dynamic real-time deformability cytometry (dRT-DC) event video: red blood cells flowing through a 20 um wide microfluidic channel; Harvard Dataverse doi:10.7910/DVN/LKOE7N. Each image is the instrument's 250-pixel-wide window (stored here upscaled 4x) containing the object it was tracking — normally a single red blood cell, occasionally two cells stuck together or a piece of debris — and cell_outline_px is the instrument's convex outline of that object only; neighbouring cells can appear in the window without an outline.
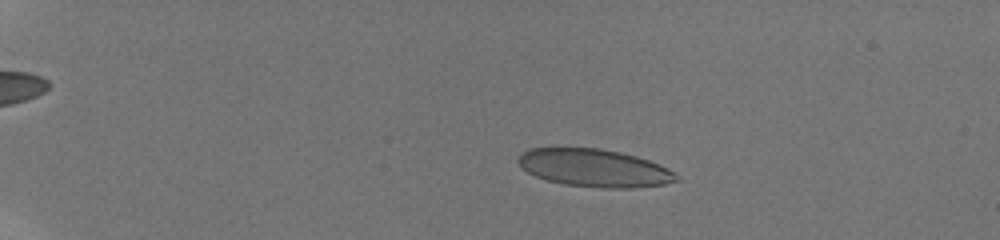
{"species": "human", "species_latin": "Homo sapiens", "temperature_condition": "room temperature", "stored_images_in_passage": 29, "camera_frame_rate_fps": 3000, "um_per_image_px": 0.085, "donor": {"sex": "male"}, "frame": {"image": 1, "passage_image": 14, "time_ms": 4.0, "image_size_px": [1000, 240], "cell_outline_px": [[680, 180], [664, 184], [632, 188], [604, 188], [564, 184], [548, 180], [536, 176], [520, 168], [516, 160], [520, 152], [532, 148], [600, 148], [620, 152], [636, 156], [660, 164], [668, 168]], "centroid_in_image_um": [50.48, 14.27], "position_along_channel_um": 34.5, "area_um2": 34.8}}
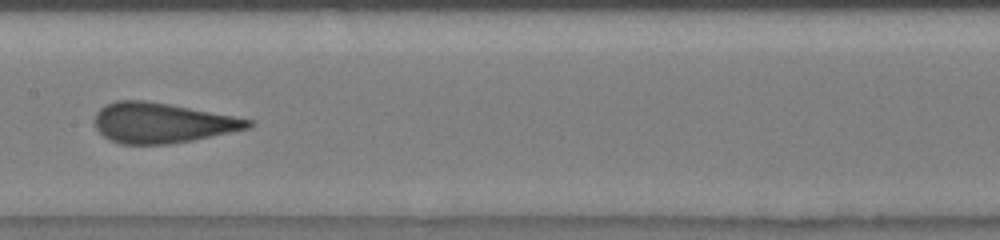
{"frame": {"image": 2, "passage_image": 26, "time_ms": 10.667, "image_size_px": [1000, 240], "cell_outline_px": [[256, 124], [248, 128], [192, 140], [168, 144], [120, 144], [108, 140], [96, 128], [96, 112], [100, 108], [116, 100], [144, 100], [168, 104], [232, 116], [252, 120]], "centroid_in_image_um": [13.74, 10.45], "position_along_channel_um": 193.7, "area_um2": 35.43}}
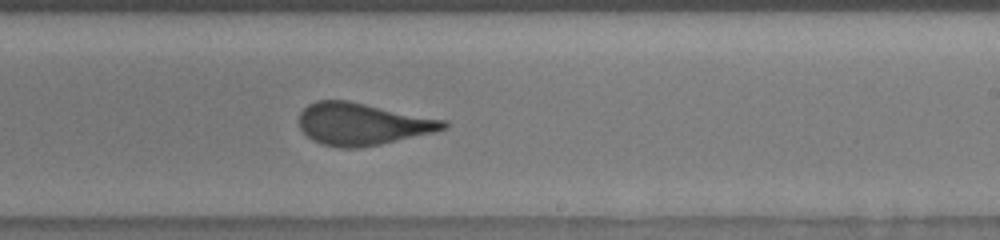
{"frame": {"image": 3, "passage_image": 29, "time_ms": 12.333, "image_size_px": [1000, 240], "cell_outline_px": [[448, 128], [436, 132], [380, 144], [360, 148], [340, 148], [320, 144], [312, 140], [300, 128], [300, 112], [308, 104], [316, 100], [348, 100], [448, 120]], "centroid_in_image_um": [30.83, 10.54], "position_along_channel_um": 258.2, "area_um2": 35.78}}